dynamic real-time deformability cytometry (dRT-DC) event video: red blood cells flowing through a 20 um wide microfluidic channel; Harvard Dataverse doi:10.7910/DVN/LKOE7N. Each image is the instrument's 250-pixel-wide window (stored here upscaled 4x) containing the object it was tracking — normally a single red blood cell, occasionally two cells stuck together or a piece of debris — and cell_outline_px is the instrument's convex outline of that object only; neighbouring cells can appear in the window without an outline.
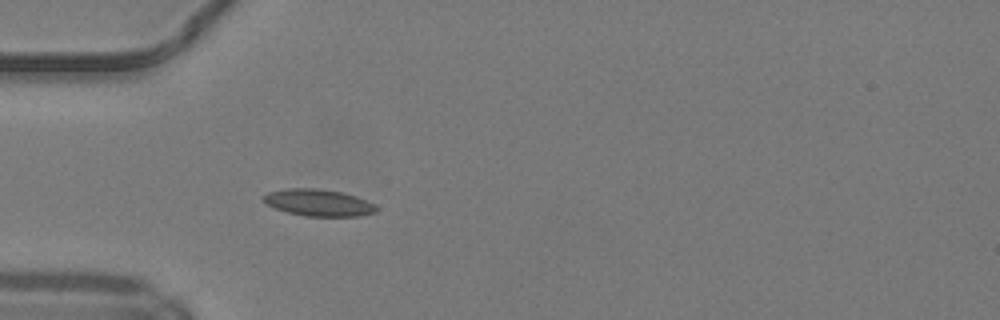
{"species": "common noctule bat (a hibernating species)", "species_latin": "Nyctalus noctula", "temperature_condition": "warm", "stored_images_in_passage": 35, "camera_frame_rate_fps": 3000, "um_per_image_px": 0.085, "animal": {"sex": "male", "body_mass_g": 19.2, "forearm_length_mm": 51.8}, "frame": {"image": 1, "passage_image": 1, "time_ms": 0.0, "image_size_px": [1000, 320], "cell_outline_px": [[376, 212], [360, 216], [304, 216], [288, 212], [276, 208], [268, 204], [264, 200], [264, 196], [268, 192], [288, 188], [316, 188], [340, 192], [356, 196], [376, 204]], "centroid_in_image_um": [27.11, 17.23], "position_along_channel_um": 57.9, "area_um2": 17.46}}
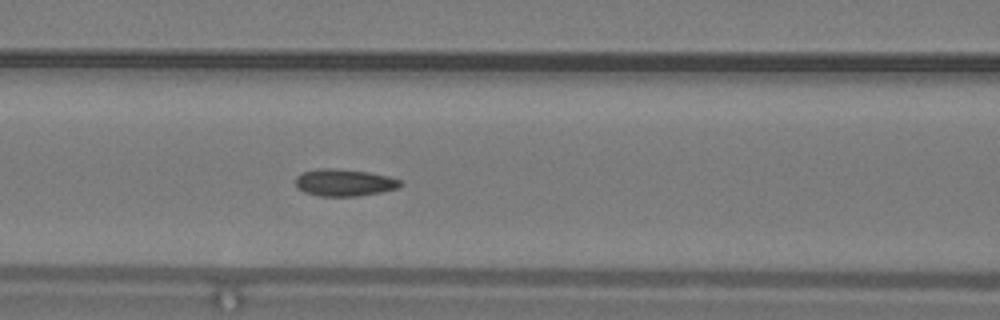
{"frame": {"image": 2, "passage_image": 7, "time_ms": 2.0, "image_size_px": [1000, 320], "cell_outline_px": [[404, 184], [400, 188], [380, 192], [356, 196], [320, 196], [304, 192], [296, 184], [296, 176], [300, 172], [316, 168], [332, 168], [368, 172], [388, 176], [400, 180]], "centroid_in_image_um": [29.27, 15.51], "position_along_channel_um": 137.3, "area_um2": 16.59}}
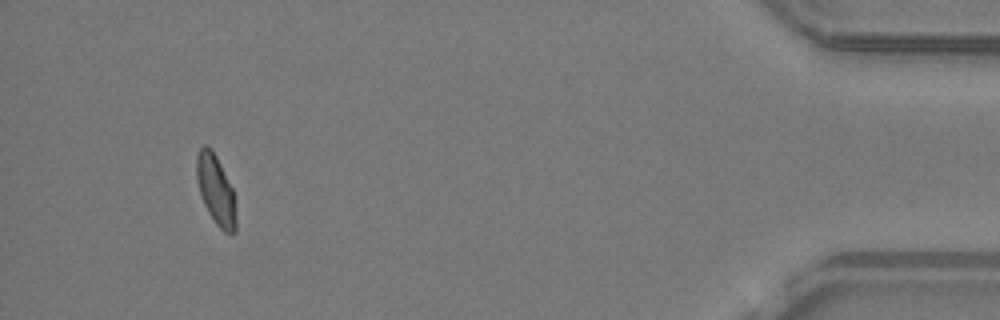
{"frame": {"image": 3, "passage_image": 32, "time_ms": 10.333, "image_size_px": [1000, 320], "cell_outline_px": [[236, 232], [232, 236], [224, 232], [216, 224], [208, 212], [200, 196], [196, 180], [196, 156], [200, 148], [204, 144], [212, 148], [232, 188], [236, 220]], "centroid_in_image_um": [18.32, 16.16], "position_along_channel_um": 416.9, "area_um2": 16.07}, "authors_computed_cell_mechanics": {"area_um2": 16.0684, "velocity_mm_per_s": 4.205, "shape_relaxation_time_tau1_ms": 8.7529, "shape_relaxation_time_tau2_ms": 0.9815, "deformation_change_tau1": 0.1834, "deformation_change_tau2": 0.0439}}